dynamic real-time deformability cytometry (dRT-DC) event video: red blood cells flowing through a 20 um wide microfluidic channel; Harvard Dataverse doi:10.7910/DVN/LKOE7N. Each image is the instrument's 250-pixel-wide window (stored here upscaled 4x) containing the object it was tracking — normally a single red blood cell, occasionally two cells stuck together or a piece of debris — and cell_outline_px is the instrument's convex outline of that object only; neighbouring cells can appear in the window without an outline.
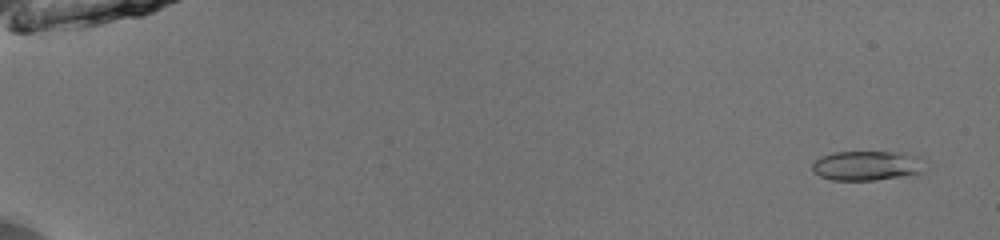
{"species": "common noctule bat (a hibernating species)", "species_latin": "Nyctalus noctula", "temperature_condition": "room temperature", "stored_images_in_passage": 52, "camera_frame_rate_fps": 3000, "um_per_image_px": 0.085, "animal": {"sex": "male", "body_mass_g": 13.0, "forearm_length_mm": 53.1}, "frame": {"image": 1, "passage_image": 3, "time_ms": 0.667, "image_size_px": [1000, 240], "cell_outline_px": [[928, 168], [924, 172], [876, 180], [832, 180], [820, 176], [812, 172], [812, 164], [820, 156], [832, 152], [900, 152], [916, 156]], "centroid_in_image_um": [73.67, 14.08], "position_along_channel_um": 11.3, "area_um2": 19.54}}
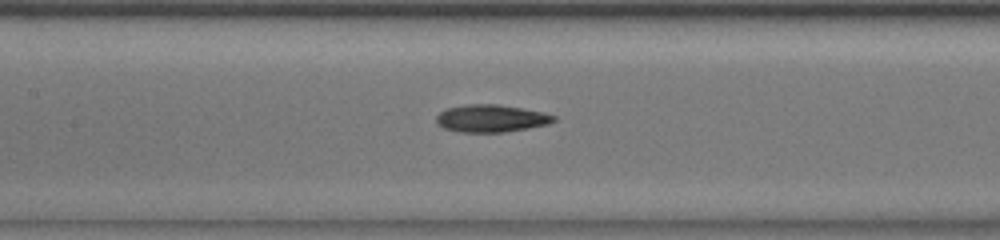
{"frame": {"image": 2, "passage_image": 27, "time_ms": 8.667, "image_size_px": [1000, 240], "cell_outline_px": [[556, 120], [548, 124], [528, 128], [504, 132], [460, 132], [444, 128], [436, 124], [436, 116], [440, 112], [448, 108], [464, 104], [500, 104], [544, 112], [556, 116]], "centroid_in_image_um": [41.74, 10.06], "position_along_channel_um": 165.7, "area_um2": 18.9}}
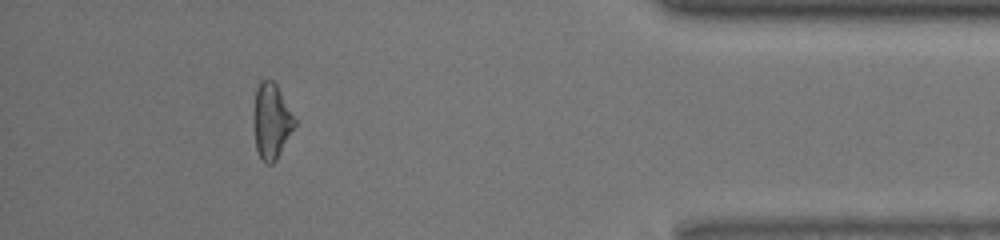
{"frame": {"image": 3, "passage_image": 48, "time_ms": 15.667, "image_size_px": [1000, 240], "cell_outline_px": [[296, 124], [276, 160], [272, 164], [268, 164], [260, 156], [256, 148], [252, 124], [252, 116], [256, 88], [260, 80], [272, 80], [276, 84], [296, 120]], "centroid_in_image_um": [23.04, 10.28], "position_along_channel_um": 412.2, "area_um2": 18.09}, "authors_computed_cell_mechanics": {"area_um2": 18.4382, "velocity_mm_per_s": 4.0343, "shape_relaxation_time_tau1_ms": 7.7035, "shape_relaxation_time_tau2_ms": 3.0982, "deformation_change_tau1": 0.1609, "deformation_change_tau2": 0.1302}}